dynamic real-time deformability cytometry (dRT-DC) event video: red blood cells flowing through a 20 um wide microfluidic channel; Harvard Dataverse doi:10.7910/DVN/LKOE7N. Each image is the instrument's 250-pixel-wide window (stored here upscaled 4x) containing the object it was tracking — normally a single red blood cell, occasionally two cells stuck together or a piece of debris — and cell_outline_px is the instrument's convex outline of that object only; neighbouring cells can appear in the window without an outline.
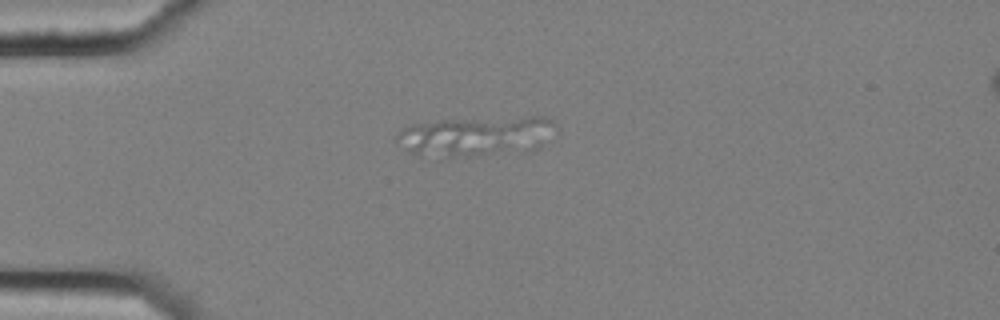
{"species": "common noctule bat (a hibernating species)", "species_latin": "Nyctalus noctula", "temperature_condition": "cold", "stored_images_in_passage": 8, "camera_frame_rate_fps": 3000, "um_per_image_px": 0.085, "animal": {"sex": "female", "body_mass_g": 25.1}, "frame": {"image": 1, "passage_image": 1, "time_ms": 0.0, "image_size_px": [1000, 320], "cell_outline_px": [[556, 124], [488, 152], [448, 160], [440, 160], [412, 152], [404, 148], [392, 140], [400, 128], [412, 124], [440, 120], [524, 116], [544, 116], [552, 120]], "centroid_in_image_um": [39.71, 11.5], "position_along_channel_um": 45.3, "area_um2": 32.77}}